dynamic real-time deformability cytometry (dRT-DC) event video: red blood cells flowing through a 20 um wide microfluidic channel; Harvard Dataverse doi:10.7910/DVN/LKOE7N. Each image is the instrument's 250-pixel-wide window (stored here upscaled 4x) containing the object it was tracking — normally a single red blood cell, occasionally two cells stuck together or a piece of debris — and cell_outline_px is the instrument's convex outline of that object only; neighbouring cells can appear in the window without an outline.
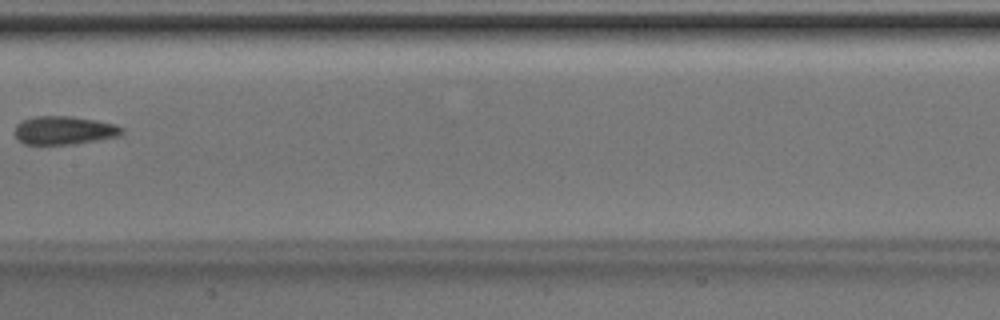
{"species": "Egyptian fruit bat (a non-hibernating species)", "species_latin": "Rousettus aegyptiacus", "temperature_condition": "room temperature", "stored_images_in_passage": 8, "segment_of_instrument_passage": [2, 2], "camera_frame_rate_fps": 3000, "um_per_image_px": 0.085, "animal": {"sex": "male"}, "frame": {"image": 1, "passage_image": 8, "time_ms": 2.333, "image_size_px": [1000, 320], "cell_outline_px": [[124, 132], [116, 136], [96, 140], [72, 144], [24, 144], [12, 132], [16, 124], [20, 120], [32, 116], [72, 116], [96, 120], [116, 124], [124, 128]], "centroid_in_image_um": [5.4, 11.06], "position_along_channel_um": 202.0, "area_um2": 17.86}}